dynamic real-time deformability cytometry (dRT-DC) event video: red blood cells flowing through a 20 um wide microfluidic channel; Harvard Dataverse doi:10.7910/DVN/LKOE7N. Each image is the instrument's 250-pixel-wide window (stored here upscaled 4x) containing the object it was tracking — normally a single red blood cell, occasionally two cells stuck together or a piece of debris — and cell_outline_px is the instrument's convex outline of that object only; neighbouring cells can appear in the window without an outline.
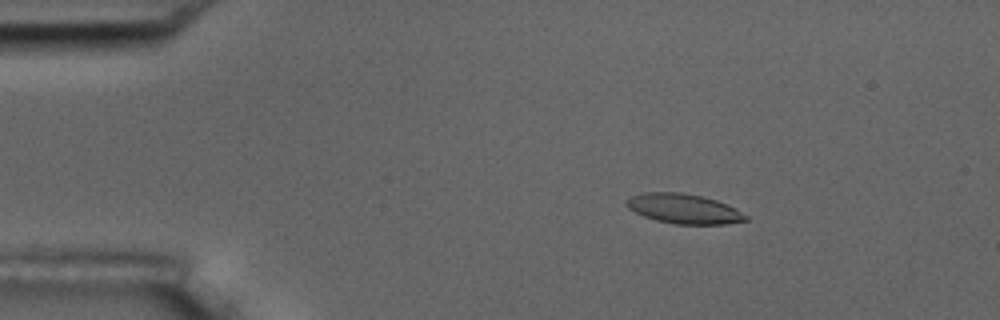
{"species": "common noctule bat (a hibernating species)", "species_latin": "Nyctalus noctula", "temperature_condition": "room temperature", "stored_images_in_passage": 6, "camera_frame_rate_fps": 3000, "um_per_image_px": 0.085, "animal": {"sex": "male", "body_mass_g": 17.5, "forearm_length_mm": 52.3}, "frame": {"image": 1, "passage_image": 3, "time_ms": 2.333, "image_size_px": [1000, 320], "cell_outline_px": [[748, 220], [724, 224], [676, 224], [656, 220], [644, 216], [628, 208], [624, 204], [632, 196], [644, 192], [680, 192], [700, 196], [716, 200], [736, 208], [748, 216]], "centroid_in_image_um": [58.13, 17.74], "position_along_channel_um": 26.9, "area_um2": 20.52}}